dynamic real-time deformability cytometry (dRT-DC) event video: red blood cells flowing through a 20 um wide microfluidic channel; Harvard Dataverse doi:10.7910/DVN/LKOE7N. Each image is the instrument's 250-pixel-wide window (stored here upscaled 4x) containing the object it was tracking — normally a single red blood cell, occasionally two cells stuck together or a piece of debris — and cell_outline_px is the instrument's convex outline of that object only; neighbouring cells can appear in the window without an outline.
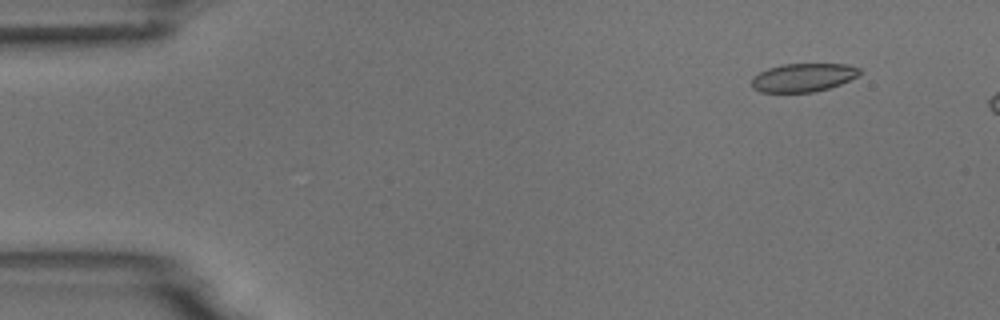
{"species": "common noctule bat (a hibernating species)", "species_latin": "Nyctalus noctula", "temperature_condition": "room temperature", "stored_images_in_passage": 4, "camera_frame_rate_fps": 3000, "um_per_image_px": 0.085, "animal": {"sex": "male", "body_mass_g": 18.8}, "frame": {"image": 1, "passage_image": 2, "time_ms": 1.0, "image_size_px": [1000, 320], "cell_outline_px": [[860, 76], [840, 84], [828, 88], [812, 92], [760, 92], [752, 88], [752, 76], [768, 68], [784, 64], [848, 64], [860, 68]], "centroid_in_image_um": [68.28, 6.59], "position_along_channel_um": 16.7, "area_um2": 17.92}}